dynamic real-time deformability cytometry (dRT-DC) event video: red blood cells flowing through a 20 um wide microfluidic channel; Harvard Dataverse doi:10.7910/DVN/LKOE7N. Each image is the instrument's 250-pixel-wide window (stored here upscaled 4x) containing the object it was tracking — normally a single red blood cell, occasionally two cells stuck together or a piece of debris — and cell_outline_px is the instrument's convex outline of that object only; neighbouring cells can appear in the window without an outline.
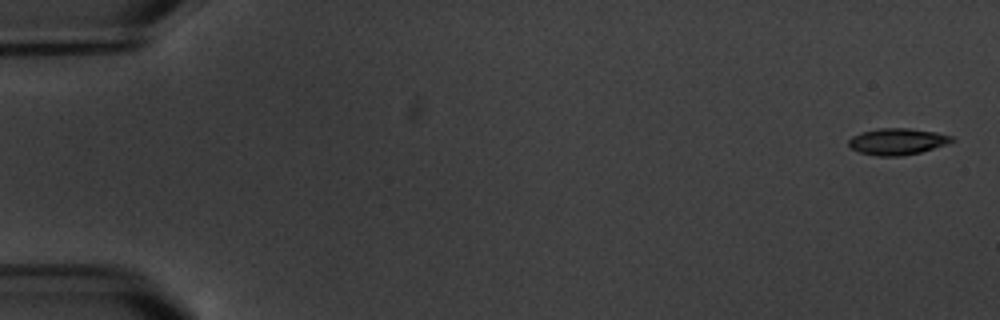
{"species": "common noctule bat (a hibernating species)", "species_latin": "Nyctalus noctula", "temperature_condition": "warm", "stored_images_in_passage": 6, "camera_frame_rate_fps": 3000, "um_per_image_px": 0.085, "animal": {"sex": "male", "body_mass_g": 20.1, "forearm_length_mm": 53.5}, "frame": {"image": 1, "passage_image": 1, "time_ms": 0.0, "image_size_px": [1000, 320], "cell_outline_px": [[956, 140], [920, 152], [900, 156], [880, 156], [860, 152], [852, 148], [848, 144], [848, 140], [852, 136], [860, 132], [880, 128], [908, 128], [936, 132], [952, 136]], "centroid_in_image_um": [76.25, 12.01], "position_along_channel_um": 8.8, "area_um2": 15.72}}
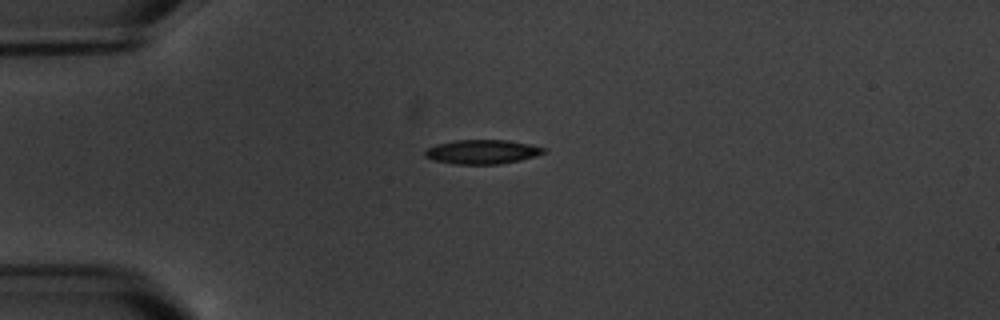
{"frame": {"image": 2, "passage_image": 5, "time_ms": 4.667, "image_size_px": [1000, 320], "cell_outline_px": [[548, 148], [544, 152], [536, 156], [520, 160], [500, 164], [456, 164], [432, 160], [424, 156], [424, 152], [428, 148], [436, 144], [456, 140], [508, 140]], "centroid_in_image_um": [40.98, 12.9], "position_along_channel_um": 44.0, "area_um2": 16.76}}